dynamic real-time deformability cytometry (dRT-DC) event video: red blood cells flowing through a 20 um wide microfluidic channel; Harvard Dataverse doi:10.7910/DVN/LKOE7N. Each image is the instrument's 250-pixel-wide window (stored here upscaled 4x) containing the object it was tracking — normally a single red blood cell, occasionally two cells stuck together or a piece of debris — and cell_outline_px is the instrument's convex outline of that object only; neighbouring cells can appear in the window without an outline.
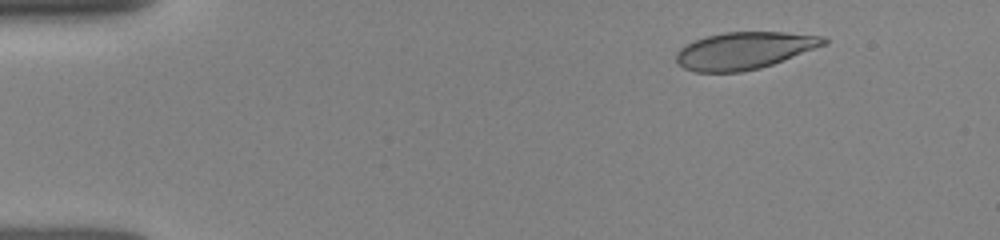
{"species": "human", "species_latin": "Homo sapiens", "temperature_condition": "room temperature", "stored_images_in_passage": 7, "camera_frame_rate_fps": 3000, "um_per_image_px": 0.085, "donor": {"sex": "female"}, "frame": {"image": 1, "passage_image": 2, "time_ms": 0.667, "image_size_px": [1000, 240], "cell_outline_px": [[828, 44], [772, 64], [760, 68], [740, 72], [696, 72], [684, 68], [676, 60], [676, 52], [680, 48], [696, 40], [708, 36], [724, 32], [784, 32], [824, 36], [828, 40]], "centroid_in_image_um": [63.3, 4.3], "position_along_channel_um": 21.7, "area_um2": 31.79}}
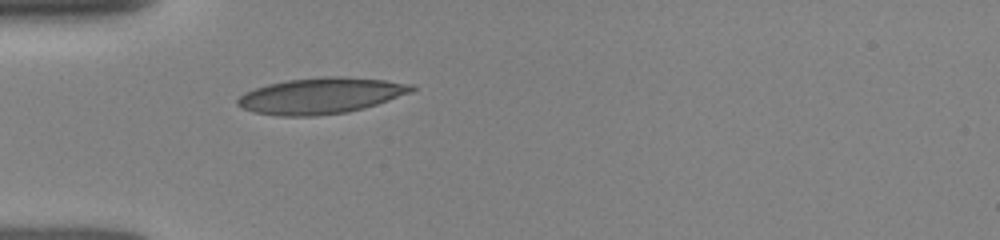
{"frame": {"image": 2, "passage_image": 7, "time_ms": 3.667, "image_size_px": [1000, 240], "cell_outline_px": [[416, 88], [412, 92], [364, 108], [348, 112], [316, 116], [280, 116], [252, 112], [236, 104], [236, 100], [244, 92], [268, 84], [288, 80], [332, 76], [340, 76], [384, 80], [412, 84]], "centroid_in_image_um": [27.26, 8.14], "position_along_channel_um": 57.7, "area_um2": 36.36}}